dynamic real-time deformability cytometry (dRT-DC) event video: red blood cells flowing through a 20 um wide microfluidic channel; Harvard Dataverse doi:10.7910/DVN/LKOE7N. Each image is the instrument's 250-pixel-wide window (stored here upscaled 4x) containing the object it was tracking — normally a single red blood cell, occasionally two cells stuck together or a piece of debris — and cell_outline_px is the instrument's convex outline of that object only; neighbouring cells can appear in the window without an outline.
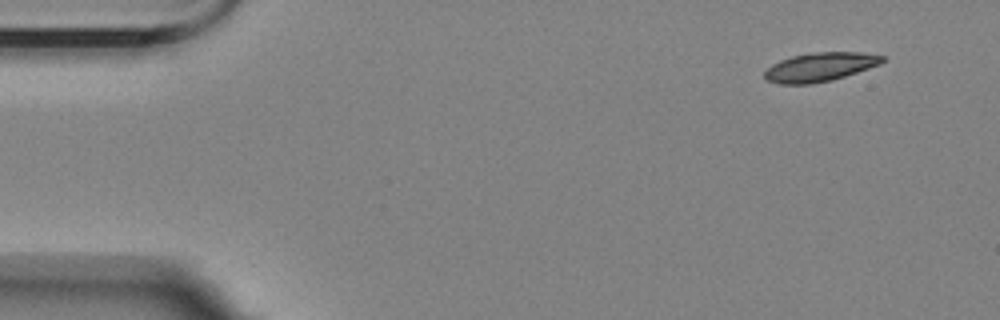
{"species": "Egyptian fruit bat (a non-hibernating species)", "species_latin": "Rousettus aegyptiacus", "temperature_condition": "room temperature", "stored_images_in_passage": 8, "camera_frame_rate_fps": 3000, "um_per_image_px": 0.085, "animal": {"sex": "female"}, "frame": {"image": 1, "passage_image": 1, "time_ms": 0.0, "image_size_px": [1000, 320], "cell_outline_px": [[884, 60], [880, 64], [832, 80], [812, 84], [780, 84], [768, 80], [764, 76], [764, 72], [772, 64], [780, 60], [792, 56], [812, 52], [864, 52], [884, 56]], "centroid_in_image_um": [69.69, 5.69], "position_along_channel_um": 15.3, "area_um2": 19.71}}
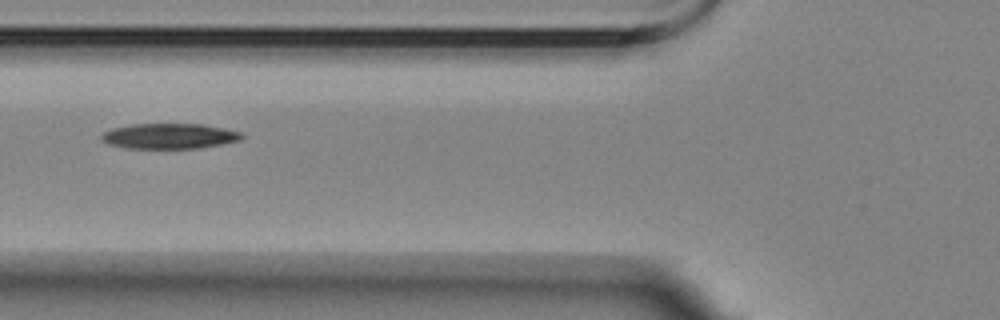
{"frame": {"image": 2, "passage_image": 6, "time_ms": 5.667, "image_size_px": [1000, 320], "cell_outline_px": [[244, 136], [240, 140], [220, 144], [196, 148], [128, 148], [108, 144], [100, 140], [100, 136], [104, 132], [112, 128], [132, 124], [204, 124], [224, 128], [240, 132]], "centroid_in_image_um": [14.36, 11.56], "position_along_channel_um": 111.4, "area_um2": 20.63}}
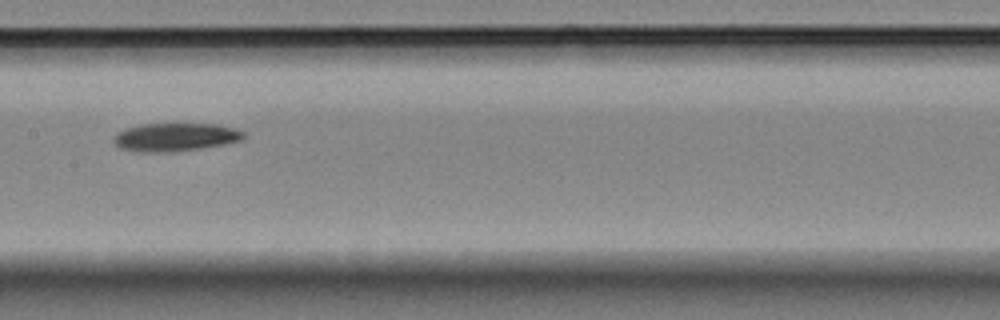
{"frame": {"image": 3, "passage_image": 8, "time_ms": 8.0, "image_size_px": [1000, 320], "cell_outline_px": [[244, 136], [240, 140], [224, 144], [200, 148], [172, 152], [136, 152], [120, 148], [112, 144], [112, 136], [116, 132], [124, 128], [140, 124], [176, 120], [220, 124], [244, 132]], "centroid_in_image_um": [14.81, 11.59], "position_along_channel_um": 192.6, "area_um2": 22.72}}